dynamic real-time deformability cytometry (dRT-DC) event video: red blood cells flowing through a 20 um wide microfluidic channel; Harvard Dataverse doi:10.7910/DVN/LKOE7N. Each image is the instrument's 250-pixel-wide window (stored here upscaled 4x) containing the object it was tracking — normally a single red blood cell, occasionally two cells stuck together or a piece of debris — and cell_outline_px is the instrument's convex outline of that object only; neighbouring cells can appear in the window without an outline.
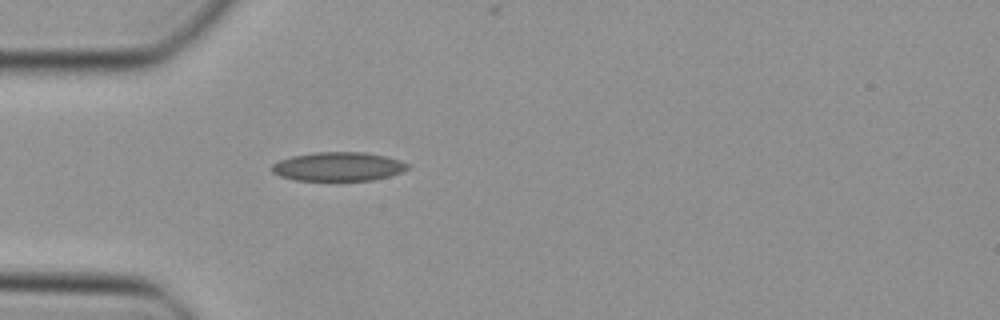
{"species": "Egyptian fruit bat (a non-hibernating species)", "species_latin": "Rousettus aegyptiacus", "temperature_condition": "cold", "stored_images_in_passage": 34, "camera_frame_rate_fps": 3000, "um_per_image_px": 0.085, "animal": {"sex": "female"}, "frame": {"image": 1, "passage_image": 1, "time_ms": 0.0, "image_size_px": [1000, 320], "cell_outline_px": [[408, 168], [400, 172], [388, 176], [372, 180], [296, 180], [280, 176], [272, 172], [272, 164], [280, 160], [292, 156], [316, 152], [364, 152], [384, 156], [400, 160], [408, 164]], "centroid_in_image_um": [28.73, 14.15], "position_along_channel_um": 56.3, "area_um2": 22.6}}
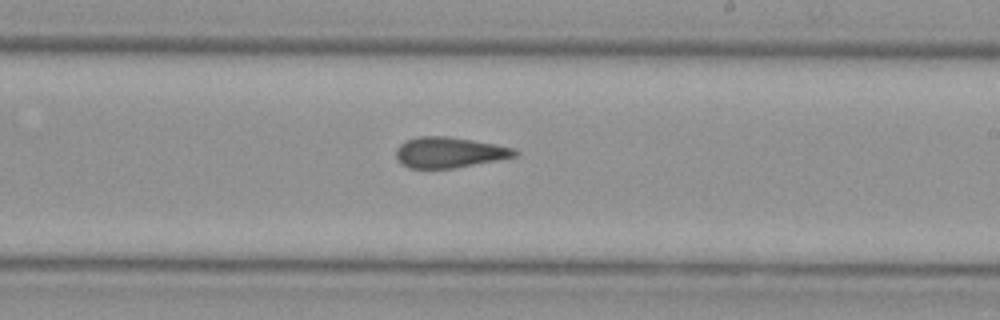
{"frame": {"image": 2, "passage_image": 15, "time_ms": 4.667, "image_size_px": [1000, 320], "cell_outline_px": [[520, 152], [516, 156], [456, 168], [408, 168], [396, 156], [396, 148], [400, 144], [408, 140], [420, 136], [444, 136], [472, 140], [496, 144], [516, 148]], "centroid_in_image_um": [38.23, 12.95], "position_along_channel_um": 250.8, "area_um2": 21.04}}
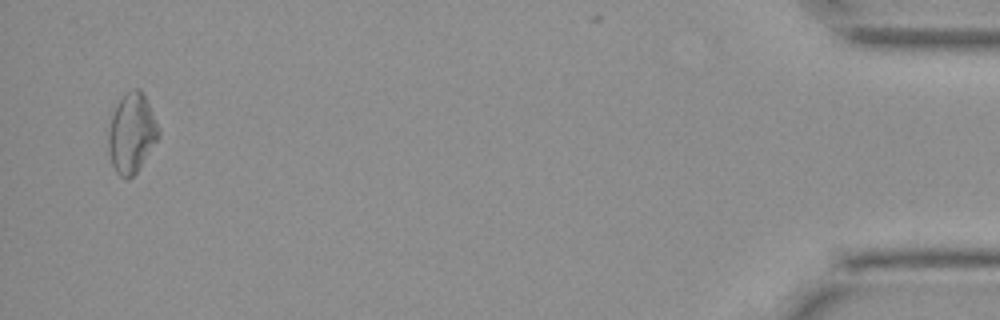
{"frame": {"image": 3, "passage_image": 33, "time_ms": 10.667, "image_size_px": [1000, 320], "cell_outline_px": [[160, 136], [136, 172], [128, 180], [120, 176], [116, 172], [112, 164], [108, 148], [108, 132], [112, 116], [124, 92], [132, 88], [140, 88], [148, 104], [160, 132]], "centroid_in_image_um": [11.18, 11.32], "position_along_channel_um": 424.0, "area_um2": 22.89}}